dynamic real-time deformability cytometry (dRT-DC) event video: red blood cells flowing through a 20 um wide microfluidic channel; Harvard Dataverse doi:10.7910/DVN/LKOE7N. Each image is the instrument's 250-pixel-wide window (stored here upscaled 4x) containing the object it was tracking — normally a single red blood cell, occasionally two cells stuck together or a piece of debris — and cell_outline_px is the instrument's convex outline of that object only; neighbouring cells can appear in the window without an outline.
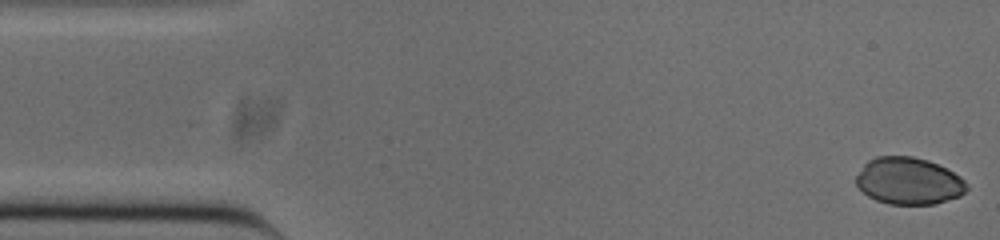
{"species": "common noctule bat (a hibernating species)", "species_latin": "Nyctalus noctula", "temperature_condition": "cold", "stored_images_in_passage": 52, "camera_frame_rate_fps": 3000, "um_per_image_px": 0.085, "animal": {"sex": "male", "body_mass_g": 20.0, "forearm_length_mm": 53.3}, "frame": {"image": 1, "passage_image": 1, "time_ms": 0.0, "image_size_px": [1000, 240], "cell_outline_px": [[968, 188], [960, 196], [936, 204], [888, 204], [876, 200], [868, 196], [856, 184], [856, 176], [864, 164], [868, 160], [876, 156], [912, 156], [928, 160], [960, 176], [968, 184]], "centroid_in_image_um": [77.24, 15.39], "position_along_channel_um": 7.8, "area_um2": 30.23}}